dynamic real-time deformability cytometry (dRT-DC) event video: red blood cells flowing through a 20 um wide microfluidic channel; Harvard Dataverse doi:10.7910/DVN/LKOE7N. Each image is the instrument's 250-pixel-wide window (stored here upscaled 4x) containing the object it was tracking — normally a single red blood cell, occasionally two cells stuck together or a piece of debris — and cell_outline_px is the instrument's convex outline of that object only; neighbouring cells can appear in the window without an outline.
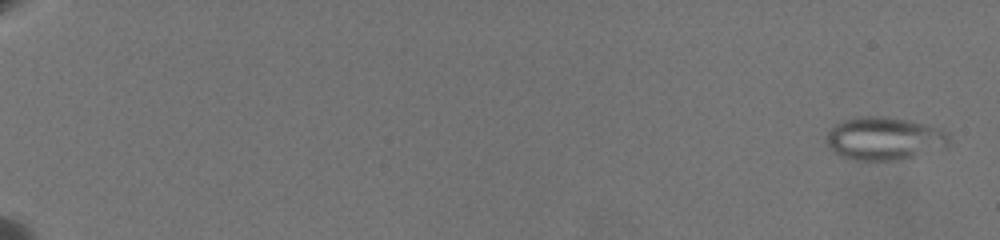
{"species": "common noctule bat (a hibernating species)", "species_latin": "Nyctalus noctula", "temperature_condition": "warm", "stored_images_in_passage": 45, "camera_frame_rate_fps": 3000, "um_per_image_px": 0.085, "animal": {"sex": "female", "body_mass_g": 19.5, "forearm_length_mm": 54.1}, "frame": {"image": 1, "passage_image": 2, "time_ms": 0.333, "image_size_px": [1000, 240], "cell_outline_px": [[952, 140], [944, 148], [900, 160], [852, 160], [840, 156], [832, 152], [828, 148], [828, 132], [836, 124], [844, 120], [860, 116], [888, 116], [912, 120], [944, 128], [948, 132]], "centroid_in_image_um": [75.23, 11.76], "position_along_channel_um": 9.8, "area_um2": 31.33}}
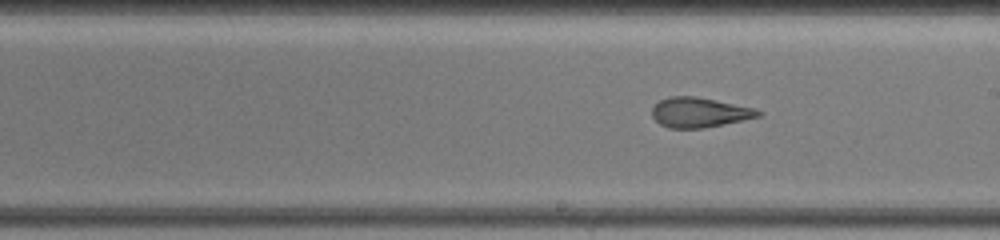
{"frame": {"image": 2, "passage_image": 26, "time_ms": 13.0, "image_size_px": [1000, 240], "cell_outline_px": [[764, 112], [760, 116], [724, 124], [704, 128], [668, 128], [660, 124], [652, 116], [652, 108], [660, 100], [668, 96], [696, 96], [756, 108]], "centroid_in_image_um": [59.46, 9.55], "position_along_channel_um": 229.5, "area_um2": 18.55}}
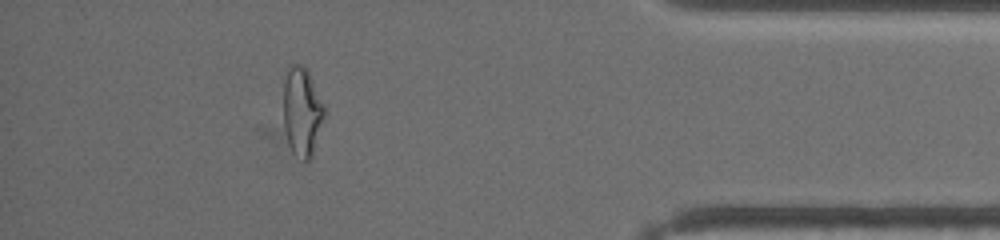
{"frame": {"image": 3, "passage_image": 41, "time_ms": 19.0, "image_size_px": [1000, 240], "cell_outline_px": [[328, 112], [312, 156], [308, 160], [304, 160], [292, 152], [288, 144], [284, 128], [284, 80], [288, 64], [304, 64]], "centroid_in_image_um": [25.7, 9.48], "position_along_channel_um": 409.5, "area_um2": 21.68}, "authors_computed_cell_mechanics": {"area_um2": 21.6172, "velocity_mm_per_s": 3.5324, "shape_relaxation_time_tau1_ms": null, "shape_relaxation_time_tau2_ms": 1.3767, "deformation_change_tau1": null, "deformation_change_tau2": 0.1049}}